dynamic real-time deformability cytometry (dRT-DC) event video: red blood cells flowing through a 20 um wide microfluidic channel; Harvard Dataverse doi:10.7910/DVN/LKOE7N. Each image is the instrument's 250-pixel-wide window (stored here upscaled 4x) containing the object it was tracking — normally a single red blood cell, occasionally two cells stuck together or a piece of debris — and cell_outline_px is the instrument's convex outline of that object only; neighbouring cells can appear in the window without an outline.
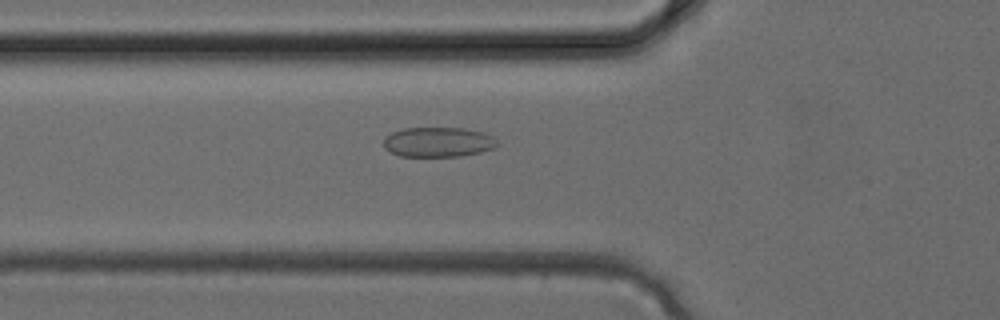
{"species": "common noctule bat (a hibernating species)", "species_latin": "Nyctalus noctula", "temperature_condition": "cold", "stored_images_in_passage": 2, "camera_frame_rate_fps": 3000, "um_per_image_px": 0.085, "animal": {"sex": "female", "body_mass_g": 24.6, "forearm_length_mm": 56.2}, "frame": {"image": 1, "passage_image": 2, "time_ms": 0.333, "image_size_px": [1000, 320], "cell_outline_px": [[500, 144], [496, 148], [480, 152], [460, 156], [400, 156], [384, 148], [384, 136], [392, 132], [404, 128], [464, 128], [484, 132], [496, 136]], "centroid_in_image_um": [37.31, 12.07], "position_along_channel_um": 88.5, "area_um2": 20.06}}